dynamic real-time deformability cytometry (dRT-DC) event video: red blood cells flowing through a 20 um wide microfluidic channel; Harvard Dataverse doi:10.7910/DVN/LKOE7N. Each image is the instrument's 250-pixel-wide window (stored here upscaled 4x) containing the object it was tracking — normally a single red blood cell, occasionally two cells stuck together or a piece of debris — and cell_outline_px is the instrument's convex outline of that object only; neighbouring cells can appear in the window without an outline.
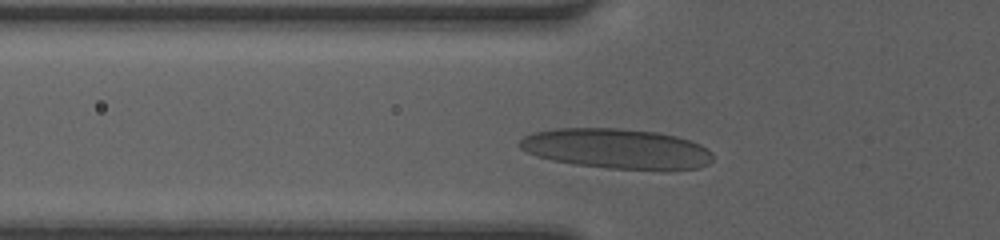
{"species": "human", "species_latin": "Homo sapiens", "temperature_condition": "room temperature", "stored_images_in_passage": 35, "camera_frame_rate_fps": 3000, "um_per_image_px": 0.085, "donor": {"sex": "female"}, "frame": {"image": 1, "passage_image": 11, "time_ms": 3.333, "image_size_px": [1000, 240], "cell_outline_px": [[712, 160], [708, 164], [700, 168], [608, 168], [576, 164], [552, 160], [536, 156], [520, 148], [520, 140], [524, 136], [532, 132], [556, 128], [620, 128], [656, 132], [676, 136], [700, 144], [708, 148], [712, 152]], "centroid_in_image_um": [52.38, 12.61], "position_along_channel_um": 73.4, "area_um2": 44.56}}
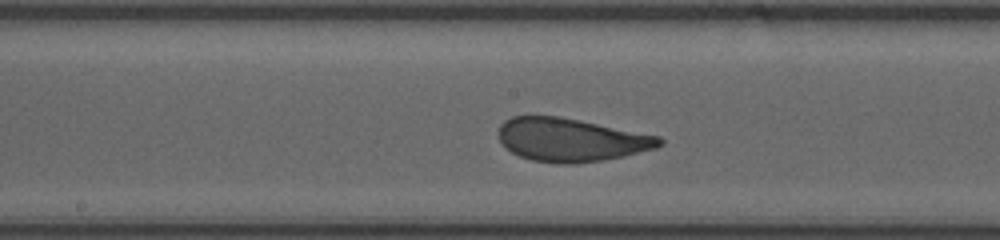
{"frame": {"image": 2, "passage_image": 20, "time_ms": 6.333, "image_size_px": [1000, 240], "cell_outline_px": [[664, 144], [656, 148], [624, 156], [604, 160], [576, 164], [560, 164], [532, 160], [520, 156], [504, 148], [500, 140], [500, 124], [504, 120], [512, 116], [560, 116], [660, 136], [664, 140]], "centroid_in_image_um": [48.55, 11.89], "position_along_channel_um": 199.7, "area_um2": 40.75}}
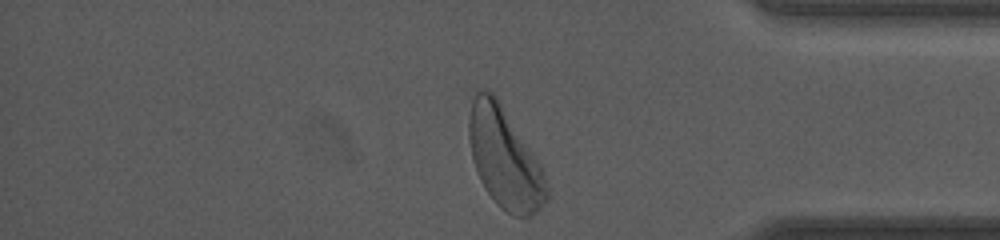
{"frame": {"image": 3, "passage_image": 35, "time_ms": 11.333, "image_size_px": [1000, 240], "cell_outline_px": [[548, 200], [532, 216], [512, 216], [500, 208], [496, 204], [484, 188], [480, 180], [472, 160], [468, 136], [468, 116], [472, 100], [476, 92], [480, 88], [484, 88], [496, 96], [540, 164], [544, 172], [548, 188]], "centroid_in_image_um": [42.87, 13.46], "position_along_channel_um": 392.3, "area_um2": 45.6}, "authors_computed_cell_mechanics": {"area_um2": 40.5756, "velocity_mm_per_s": 4.2039, "shape_relaxation_time_tau1_ms": 2.6954, "shape_relaxation_time_tau2_ms": 0.694, "deformation_change_tau1": 0.1447, "deformation_change_tau2": 0.0811}}